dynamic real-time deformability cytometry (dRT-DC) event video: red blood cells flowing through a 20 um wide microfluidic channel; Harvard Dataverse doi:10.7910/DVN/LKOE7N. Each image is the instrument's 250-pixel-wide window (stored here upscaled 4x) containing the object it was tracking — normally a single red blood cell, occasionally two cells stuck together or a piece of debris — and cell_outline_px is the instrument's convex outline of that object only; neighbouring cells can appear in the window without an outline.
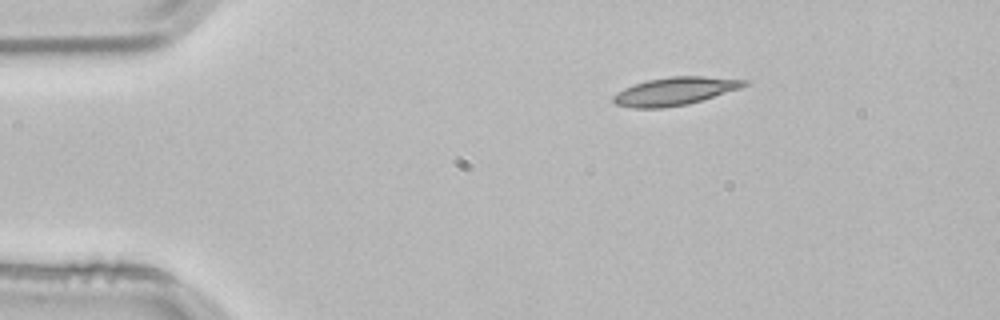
{"species": "common noctule bat (a hibernating species)", "species_latin": "Nyctalus noctula", "temperature_condition": "room temperature", "stored_images_in_passage": 45, "camera_frame_rate_fps": 3000, "um_per_image_px": 0.085, "animal": {"sex": "male", "body_mass_g": 21.5, "forearm_length_mm": 52.0}, "frame": {"image": 1, "passage_image": 1, "time_ms": 0.0, "image_size_px": [1000, 320], "cell_outline_px": [[752, 80], [748, 84], [740, 88], [688, 104], [660, 108], [632, 108], [616, 104], [612, 100], [612, 96], [616, 92], [632, 84], [648, 80], [668, 76], [704, 76]], "centroid_in_image_um": [57.35, 7.74], "position_along_channel_um": 27.6, "area_um2": 21.44}}
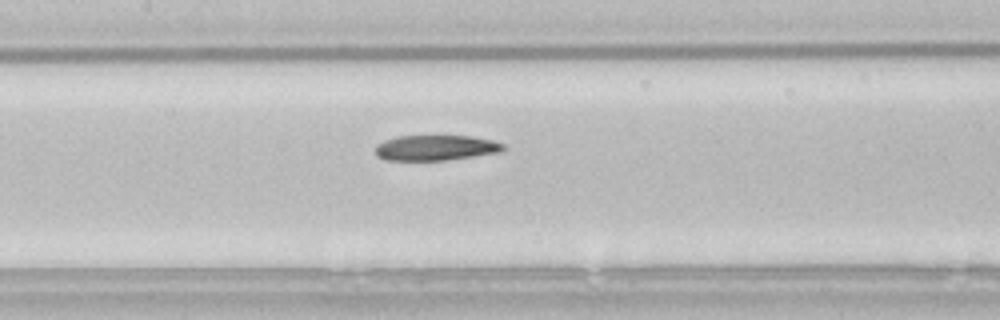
{"frame": {"image": 2, "passage_image": 17, "time_ms": 5.333, "image_size_px": [1000, 320], "cell_outline_px": [[508, 148], [504, 152], [448, 160], [384, 160], [376, 156], [376, 144], [384, 140], [396, 136], [472, 136], [492, 140], [504, 144]], "centroid_in_image_um": [37.08, 12.56], "position_along_channel_um": 170.3, "area_um2": 19.25}}
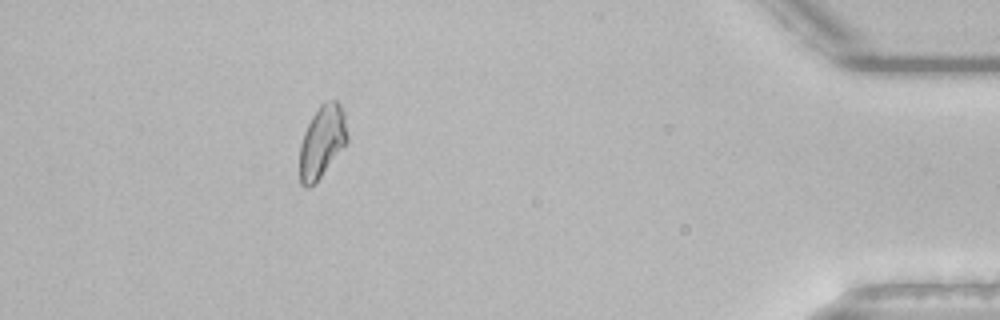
{"frame": {"image": 3, "passage_image": 40, "time_ms": 13.0, "image_size_px": [1000, 320], "cell_outline_px": [[348, 140], [320, 176], [308, 188], [304, 188], [300, 184], [300, 144], [304, 132], [312, 116], [320, 104], [332, 100], [336, 100], [340, 104], [344, 112], [348, 136]], "centroid_in_image_um": [27.36, 12.0], "position_along_channel_um": 407.8, "area_um2": 19.65}}